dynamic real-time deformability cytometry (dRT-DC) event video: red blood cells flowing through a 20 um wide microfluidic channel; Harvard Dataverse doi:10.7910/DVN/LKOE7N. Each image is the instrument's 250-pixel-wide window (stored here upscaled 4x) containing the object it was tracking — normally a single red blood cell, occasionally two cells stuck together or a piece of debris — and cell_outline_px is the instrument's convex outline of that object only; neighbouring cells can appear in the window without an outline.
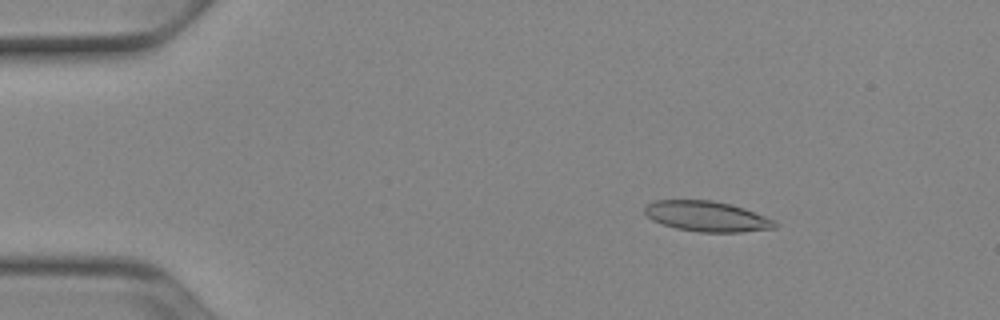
{"species": "Egyptian fruit bat (a non-hibernating species)", "species_latin": "Rousettus aegyptiacus", "temperature_condition": "cold", "stored_images_in_passage": 52, "camera_frame_rate_fps": 3000, "um_per_image_px": 0.085, "animal": {"sex": "female"}, "frame": {"image": 1, "passage_image": 8, "time_ms": 2.333, "image_size_px": [1000, 320], "cell_outline_px": [[780, 224], [776, 228], [740, 232], [700, 232], [676, 228], [652, 220], [644, 212], [644, 208], [648, 204], [656, 200], [712, 200], [732, 204], [744, 208], [776, 220]], "centroid_in_image_um": [60.14, 18.39], "position_along_channel_um": 24.9, "area_um2": 23.12}}
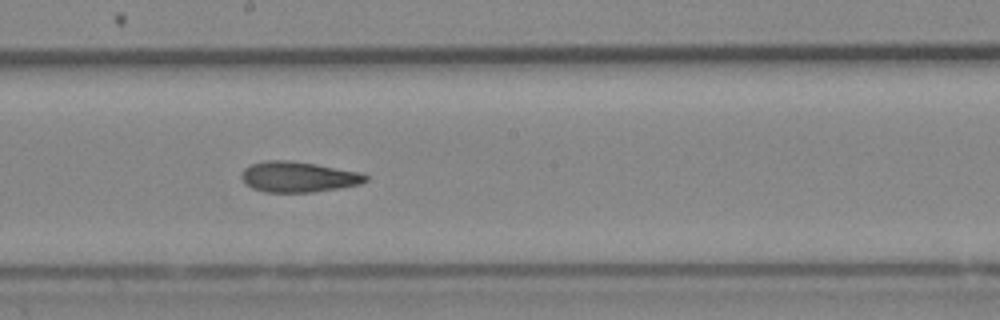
{"frame": {"image": 2, "passage_image": 29, "time_ms": 9.333, "image_size_px": [1000, 320], "cell_outline_px": [[368, 180], [360, 184], [340, 188], [312, 192], [264, 192], [252, 188], [244, 184], [240, 176], [244, 168], [252, 164], [264, 160], [288, 160], [316, 164], [364, 172], [368, 176]], "centroid_in_image_um": [25.37, 15.03], "position_along_channel_um": 222.8, "area_um2": 22.43}}
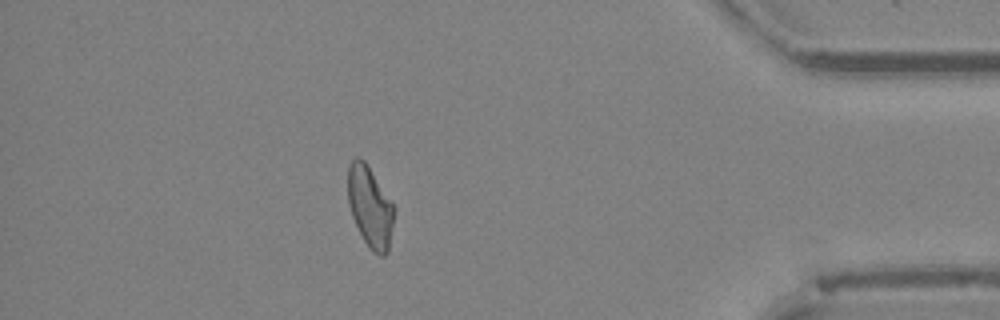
{"frame": {"image": 3, "passage_image": 46, "time_ms": 15.0, "image_size_px": [1000, 320], "cell_outline_px": [[396, 208], [388, 252], [384, 256], [380, 256], [372, 252], [368, 248], [352, 216], [348, 204], [348, 168], [352, 160], [356, 156], [364, 160]], "centroid_in_image_um": [31.47, 17.61], "position_along_channel_um": 403.7, "area_um2": 21.85}, "authors_computed_cell_mechanics": {"area_um2": 22.4264, "velocity_mm_per_s": 3.9066, "shape_relaxation_time_tau1_ms": null, "shape_relaxation_time_tau2_ms": 3.6847, "deformation_change_tau1": null, "deformation_change_tau2": 0.1186}}